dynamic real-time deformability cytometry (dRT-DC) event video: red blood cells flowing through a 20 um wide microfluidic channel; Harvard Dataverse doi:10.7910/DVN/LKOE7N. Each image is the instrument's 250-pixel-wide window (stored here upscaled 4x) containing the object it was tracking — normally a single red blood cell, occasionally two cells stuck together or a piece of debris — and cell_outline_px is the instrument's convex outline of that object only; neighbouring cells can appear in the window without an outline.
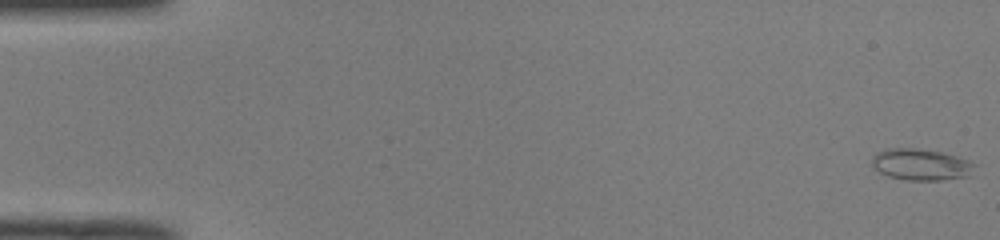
{"species": "common noctule bat (a hibernating species)", "species_latin": "Nyctalus noctula", "temperature_condition": "room temperature", "stored_images_in_passage": 51, "camera_frame_rate_fps": 3000, "um_per_image_px": 0.085, "animal": {"sex": "male", "body_mass_g": 19.0, "forearm_length_mm": 50.8}, "frame": {"image": 1, "passage_image": 1, "time_ms": 0.0, "image_size_px": [1000, 240], "cell_outline_px": [[976, 164], [972, 176], [940, 180], [908, 180], [888, 176], [872, 168], [872, 156], [876, 152], [888, 148], [912, 148], [940, 152], [956, 156], [968, 160]], "centroid_in_image_um": [78.28, 13.99], "position_along_channel_um": 6.7, "area_um2": 18.96}}
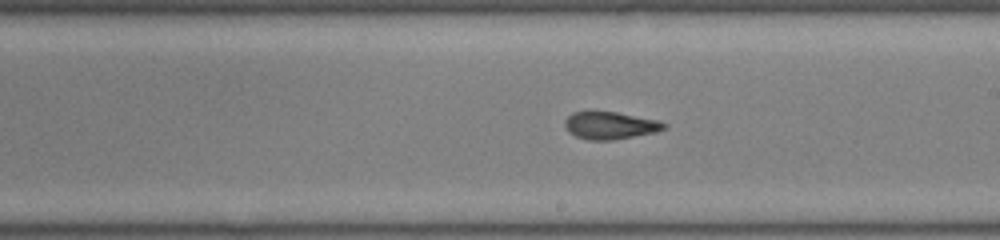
{"frame": {"image": 2, "passage_image": 30, "time_ms": 9.667, "image_size_px": [1000, 240], "cell_outline_px": [[668, 128], [656, 132], [612, 140], [588, 140], [576, 136], [568, 132], [564, 124], [564, 120], [572, 112], [616, 112], [656, 120], [668, 124]], "centroid_in_image_um": [51.86, 10.67], "position_along_channel_um": 237.1, "area_um2": 15.78}}
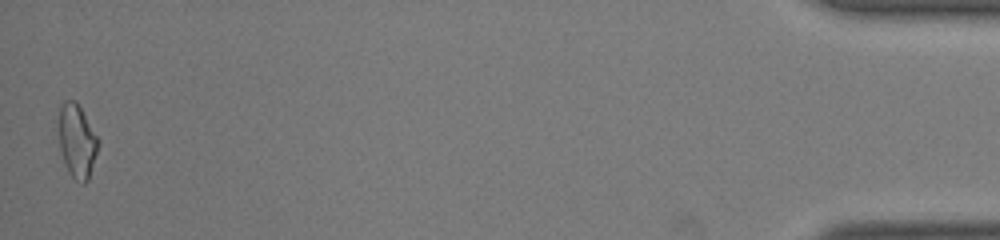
{"frame": {"image": 3, "passage_image": 51, "time_ms": 16.667, "image_size_px": [1000, 240], "cell_outline_px": [[100, 144], [88, 180], [84, 184], [80, 184], [68, 172], [64, 164], [60, 148], [60, 104], [64, 100], [76, 100], [100, 140]], "centroid_in_image_um": [6.57, 12.01], "position_along_channel_um": 428.6, "area_um2": 16.99}, "authors_computed_cell_mechanics": {"area_um2": 16.7042, "velocity_mm_per_s": 4.0336, "shape_relaxation_time_tau1_ms": null, "shape_relaxation_time_tau2_ms": 2.197, "deformation_change_tau1": null, "deformation_change_tau2": 0.0909}}